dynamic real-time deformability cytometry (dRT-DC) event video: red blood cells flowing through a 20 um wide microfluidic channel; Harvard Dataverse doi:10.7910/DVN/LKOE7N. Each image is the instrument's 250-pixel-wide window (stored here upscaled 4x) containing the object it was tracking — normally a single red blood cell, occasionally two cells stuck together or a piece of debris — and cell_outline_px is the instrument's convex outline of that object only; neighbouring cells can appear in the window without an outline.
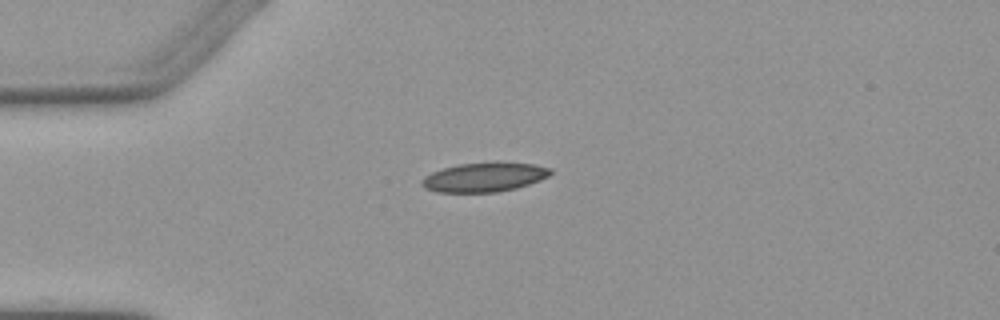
{"species": "Egyptian fruit bat (a non-hibernating species)", "species_latin": "Rousettus aegyptiacus", "temperature_condition": "warm", "stored_images_in_passage": 4, "camera_frame_rate_fps": 3000, "um_per_image_px": 0.085, "animal": {"sex": "female"}, "frame": {"image": 1, "passage_image": 1, "time_ms": 0.0, "image_size_px": [1000, 320], "cell_outline_px": [[552, 172], [548, 176], [540, 180], [516, 188], [496, 192], [436, 192], [424, 188], [420, 184], [420, 180], [424, 176], [432, 172], [444, 168], [460, 164], [500, 160], [532, 164], [552, 168]], "centroid_in_image_um": [41.16, 15.03], "position_along_channel_um": 43.8, "area_um2": 22.37}}
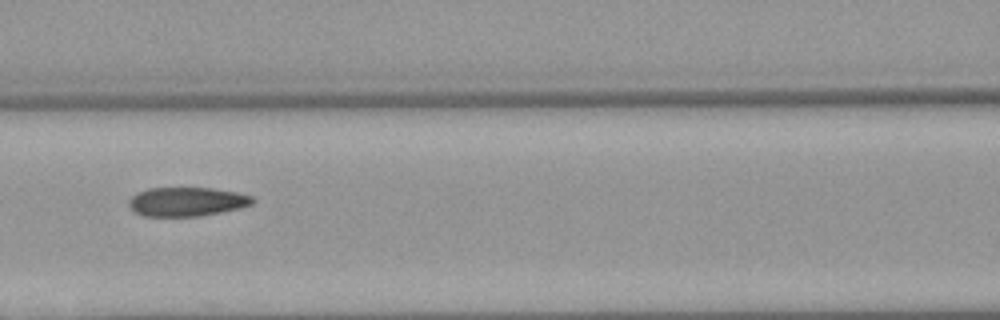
{"frame": {"image": 2, "passage_image": 4, "time_ms": 3.333, "image_size_px": [1000, 320], "cell_outline_px": [[256, 200], [252, 204], [240, 208], [200, 216], [144, 216], [136, 212], [128, 204], [128, 200], [136, 192], [148, 188], [212, 188], [236, 192], [252, 196]], "centroid_in_image_um": [15.88, 17.14], "position_along_channel_um": 150.7, "area_um2": 20.92}}